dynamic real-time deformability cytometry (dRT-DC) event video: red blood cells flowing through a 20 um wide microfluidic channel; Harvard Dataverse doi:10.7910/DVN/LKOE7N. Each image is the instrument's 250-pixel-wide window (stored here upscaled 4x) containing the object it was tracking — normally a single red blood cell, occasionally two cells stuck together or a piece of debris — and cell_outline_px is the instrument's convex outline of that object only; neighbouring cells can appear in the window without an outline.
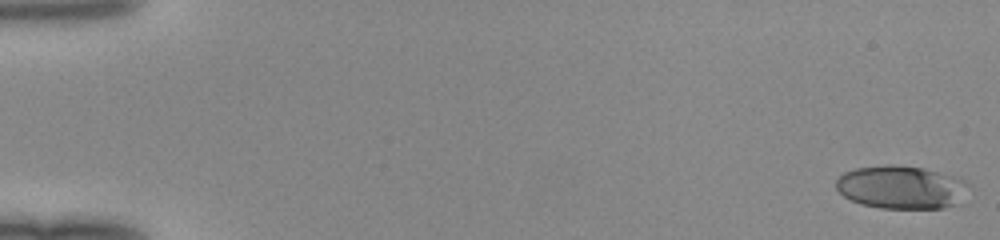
{"species": "human", "species_latin": "Homo sapiens", "temperature_condition": "room temperature", "stored_images_in_passage": 50, "camera_frame_rate_fps": 3000, "um_per_image_px": 0.085, "donor": {"sex": "female"}, "frame": {"image": 1, "passage_image": 1, "time_ms": 0.0, "image_size_px": [1000, 240], "cell_outline_px": [[968, 184], [952, 204], [944, 208], [880, 208], [860, 204], [844, 196], [836, 188], [836, 180], [844, 172], [856, 168], [888, 164], [892, 164], [924, 168], [968, 180]], "centroid_in_image_um": [76.52, 15.89], "position_along_channel_um": 8.5, "area_um2": 32.77}}
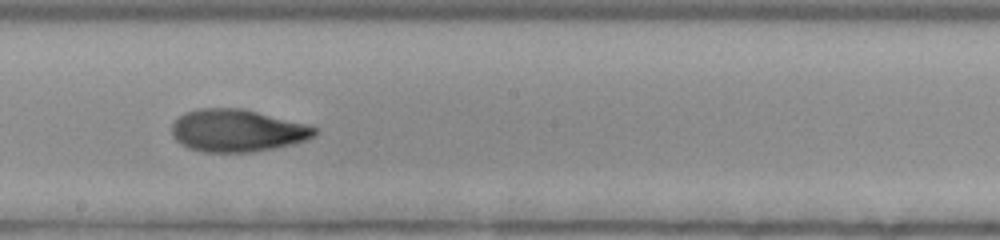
{"frame": {"image": 2, "passage_image": 29, "time_ms": 9.333, "image_size_px": [1000, 240], "cell_outline_px": [[320, 132], [316, 136], [308, 140], [276, 148], [252, 152], [200, 152], [188, 148], [180, 144], [172, 136], [172, 124], [184, 112], [200, 108], [244, 108], [308, 124], [320, 128]], "centroid_in_image_um": [20.22, 11.1], "position_along_channel_um": 228.0, "area_um2": 35.95}}
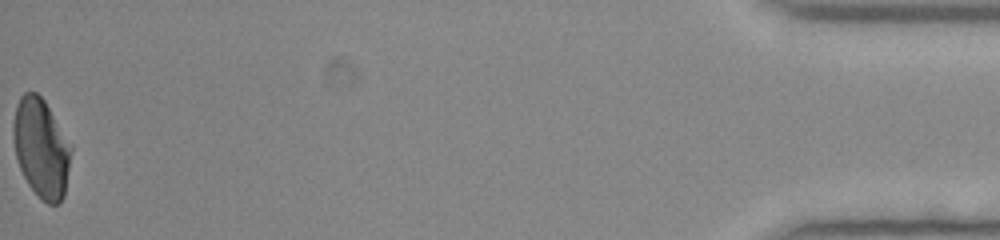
{"frame": {"image": 3, "passage_image": 50, "time_ms": 16.333, "image_size_px": [1000, 240], "cell_outline_px": [[72, 148], [64, 196], [60, 204], [48, 204], [40, 200], [28, 184], [20, 168], [16, 156], [12, 136], [12, 124], [16, 104], [20, 96], [24, 92], [36, 92], [44, 100], [72, 144]], "centroid_in_image_um": [3.5, 12.58], "position_along_channel_um": 431.7, "area_um2": 33.7}}